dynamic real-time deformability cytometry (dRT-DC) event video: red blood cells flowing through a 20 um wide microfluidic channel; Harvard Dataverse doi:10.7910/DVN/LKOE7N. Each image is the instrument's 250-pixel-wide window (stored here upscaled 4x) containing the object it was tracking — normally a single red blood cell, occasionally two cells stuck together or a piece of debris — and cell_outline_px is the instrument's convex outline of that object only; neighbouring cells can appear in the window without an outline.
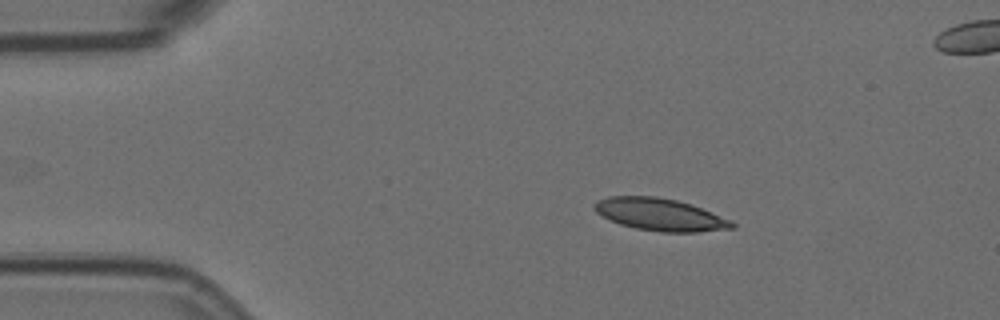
{"species": "Egyptian fruit bat (a non-hibernating species)", "species_latin": "Rousettus aegyptiacus", "temperature_condition": "room temperature", "stored_images_in_passage": 4, "segment_of_instrument_passage": [1, 2], "camera_frame_rate_fps": 3000, "um_per_image_px": 0.085, "animal": {"sex": "female"}, "frame": {"image": 1, "passage_image": 1, "time_ms": 0.0, "image_size_px": [1000, 320], "cell_outline_px": [[736, 228], [696, 232], [660, 232], [636, 228], [620, 224], [596, 212], [592, 208], [592, 204], [596, 200], [608, 196], [656, 196], [676, 200], [700, 208], [732, 220], [736, 224]], "centroid_in_image_um": [56.09, 18.23], "position_along_channel_um": 28.9, "area_um2": 25.84}}